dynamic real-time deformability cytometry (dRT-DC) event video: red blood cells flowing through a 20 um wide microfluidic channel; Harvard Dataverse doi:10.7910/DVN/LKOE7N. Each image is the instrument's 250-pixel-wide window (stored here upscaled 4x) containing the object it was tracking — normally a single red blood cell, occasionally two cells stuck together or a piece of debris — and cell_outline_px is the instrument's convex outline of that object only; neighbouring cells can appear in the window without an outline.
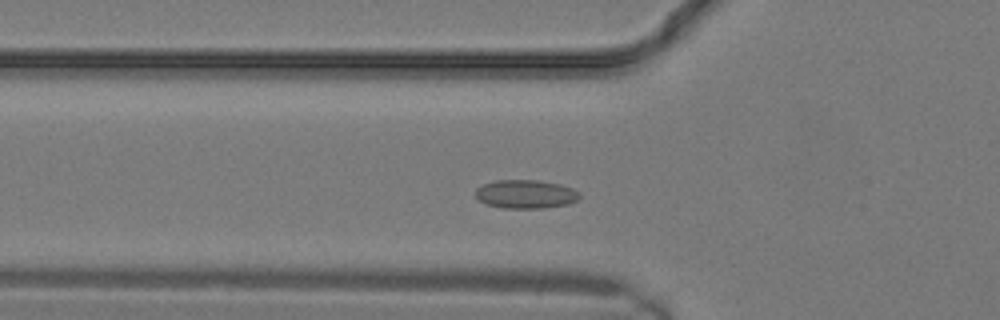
{"species": "common noctule bat (a hibernating species)", "species_latin": "Nyctalus noctula", "temperature_condition": "warm", "stored_images_in_passage": 13, "camera_frame_rate_fps": 3000, "um_per_image_px": 0.085, "animal": {"sex": "male", "body_mass_g": 19.2, "forearm_length_mm": 51.8}, "frame": {"image": 1, "passage_image": 6, "time_ms": 1.667, "image_size_px": [1000, 320], "cell_outline_px": [[580, 196], [576, 200], [568, 204], [540, 208], [504, 208], [488, 204], [480, 200], [476, 196], [476, 188], [484, 184], [496, 180], [536, 180], [560, 184], [572, 188]], "centroid_in_image_um": [44.67, 16.49], "position_along_channel_um": 81.1, "area_um2": 17.05}}
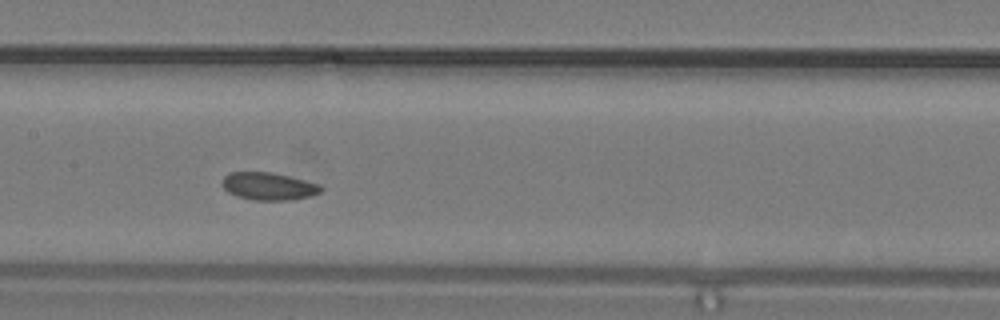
{"frame": {"image": 2, "passage_image": 10, "time_ms": 3.0, "image_size_px": [1000, 320], "cell_outline_px": [[324, 188], [320, 192], [308, 196], [292, 200], [252, 200], [236, 196], [228, 192], [220, 184], [224, 176], [228, 172], [268, 172], [288, 176], [320, 184]], "centroid_in_image_um": [22.79, 15.83], "position_along_channel_um": 184.6, "area_um2": 15.9}}
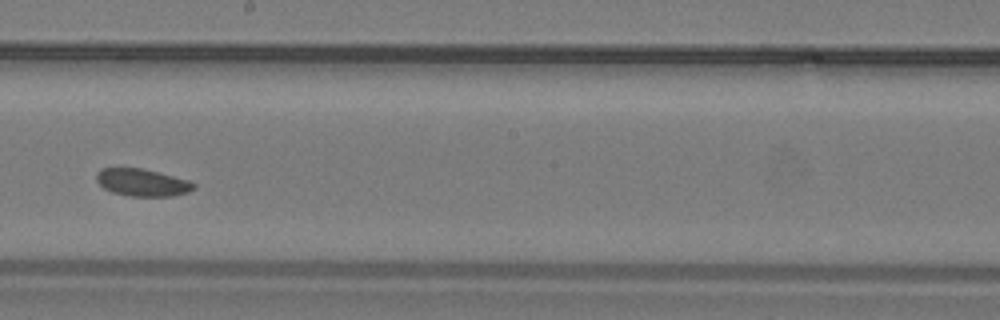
{"frame": {"image": 3, "passage_image": 12, "time_ms": 3.667, "image_size_px": [1000, 320], "cell_outline_px": [[196, 188], [188, 192], [172, 196], [128, 196], [112, 192], [104, 188], [96, 180], [96, 172], [100, 168], [144, 168], [188, 180], [196, 184]], "centroid_in_image_um": [12.09, 15.51], "position_along_channel_um": 236.1, "area_um2": 15.61}}